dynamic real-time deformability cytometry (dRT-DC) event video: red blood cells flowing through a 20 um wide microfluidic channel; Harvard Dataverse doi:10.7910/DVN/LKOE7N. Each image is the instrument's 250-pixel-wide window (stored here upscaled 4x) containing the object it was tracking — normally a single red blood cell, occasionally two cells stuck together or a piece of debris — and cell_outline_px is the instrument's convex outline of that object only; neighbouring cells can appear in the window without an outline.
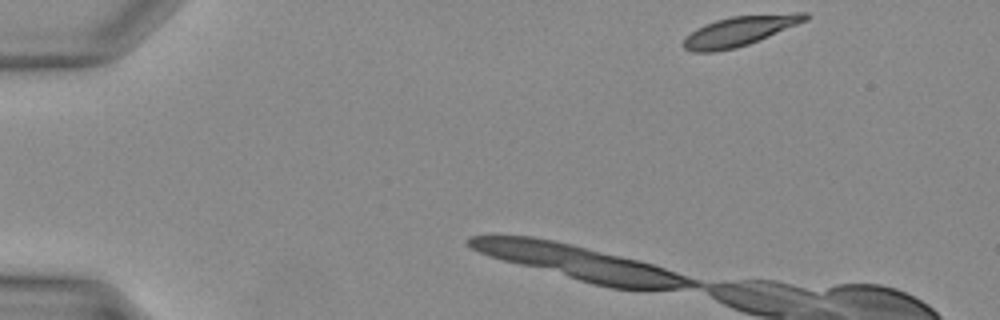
{"species": "Egyptian fruit bat (a non-hibernating species)", "species_latin": "Rousettus aegyptiacus", "temperature_condition": "warm", "stored_images_in_passage": 31, "camera_frame_rate_fps": 3000, "um_per_image_px": 0.085, "animal": {"sex": "female"}, "frame": {"image": 1, "passage_image": 1, "time_ms": 0.0, "image_size_px": [1000, 320], "cell_outline_px": [[812, 16], [808, 20], [748, 44], [736, 48], [712, 52], [692, 52], [684, 48], [680, 44], [696, 28], [704, 24], [716, 20], [732, 16], [796, 12], [808, 12]], "centroid_in_image_um": [62.89, 2.62], "position_along_channel_um": 22.1, "area_um2": 21.21}}